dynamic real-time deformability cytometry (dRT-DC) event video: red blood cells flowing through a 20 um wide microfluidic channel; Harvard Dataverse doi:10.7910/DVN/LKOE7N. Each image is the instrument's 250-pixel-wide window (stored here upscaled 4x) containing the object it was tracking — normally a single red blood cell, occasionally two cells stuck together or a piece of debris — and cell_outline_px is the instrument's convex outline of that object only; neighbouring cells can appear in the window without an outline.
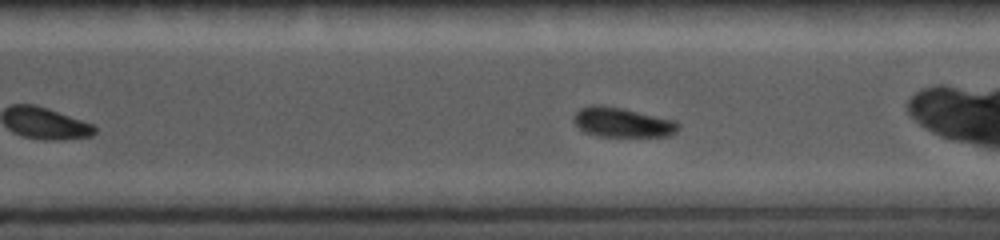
{"species": "common noctule bat (a hibernating species)", "species_latin": "Nyctalus noctula", "temperature_condition": "cold", "stored_images_in_passage": 23, "camera_frame_rate_fps": 5000, "um_per_image_px": 0.085, "animal": {"sex": "female", "body_mass_g": 19.0, "forearm_length_mm": 56.7}, "frame": {"image": 1, "passage_image": 19, "time_ms": 6.4, "image_size_px": [1000, 240], "cell_outline_px": [[680, 128], [676, 132], [668, 136], [596, 136], [580, 128], [572, 120], [572, 116], [580, 108], [592, 104], [600, 104], [624, 108], [676, 120], [680, 124]], "centroid_in_image_um": [52.92, 10.38], "position_along_channel_um": 317.7, "area_um2": 18.26}}